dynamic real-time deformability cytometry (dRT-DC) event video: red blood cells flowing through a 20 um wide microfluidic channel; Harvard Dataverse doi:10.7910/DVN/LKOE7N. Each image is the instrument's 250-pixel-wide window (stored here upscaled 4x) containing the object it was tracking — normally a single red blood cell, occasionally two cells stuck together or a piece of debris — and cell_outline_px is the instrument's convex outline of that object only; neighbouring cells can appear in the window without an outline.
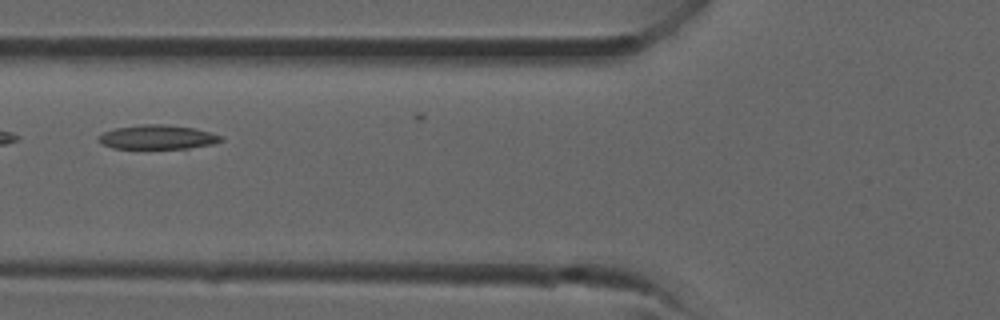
{"species": "common noctule bat (a hibernating species)", "species_latin": "Nyctalus noctula", "temperature_condition": "room temperature", "stored_images_in_passage": 20, "camera_frame_rate_fps": 3000, "um_per_image_px": 0.085, "animal": {"sex": "male", "forearm_length_mm": 52.5}, "frame": {"image": 1, "passage_image": 13, "time_ms": 4.0, "image_size_px": [1000, 320], "cell_outline_px": [[224, 140], [212, 144], [188, 148], [112, 148], [104, 144], [96, 136], [104, 132], [116, 128], [140, 124], [164, 124], [192, 128], [224, 136]], "centroid_in_image_um": [13.4, 11.65], "position_along_channel_um": 112.4, "area_um2": 17.05}}
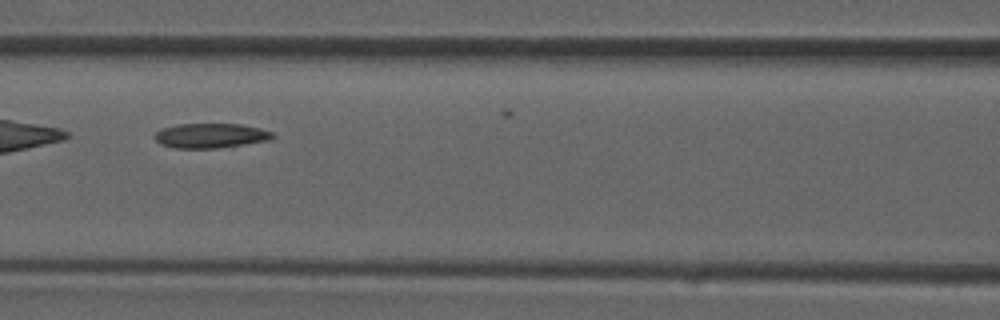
{"frame": {"image": 2, "passage_image": 15, "time_ms": 4.667, "image_size_px": [1000, 320], "cell_outline_px": [[276, 136], [268, 140], [244, 144], [216, 148], [176, 148], [160, 144], [156, 140], [156, 132], [164, 128], [176, 124], [240, 124], [260, 128], [272, 132]], "centroid_in_image_um": [17.92, 11.52], "position_along_channel_um": 148.7, "area_um2": 16.76}}